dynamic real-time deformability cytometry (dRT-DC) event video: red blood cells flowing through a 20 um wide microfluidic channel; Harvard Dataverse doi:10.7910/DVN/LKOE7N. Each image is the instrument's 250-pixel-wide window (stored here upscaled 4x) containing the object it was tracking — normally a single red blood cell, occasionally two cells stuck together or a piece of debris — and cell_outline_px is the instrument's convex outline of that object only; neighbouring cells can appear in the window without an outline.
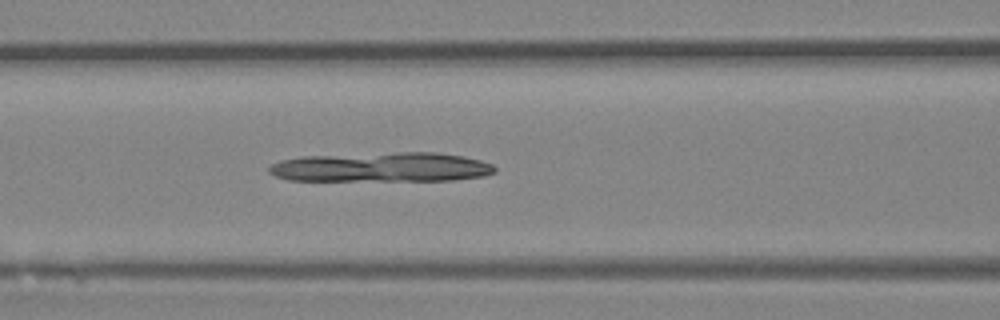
{"species": "Egyptian fruit bat (a non-hibernating species)", "species_latin": "Rousettus aegyptiacus", "temperature_condition": "room temperature", "stored_images_in_passage": 41, "camera_frame_rate_fps": 3000, "um_per_image_px": 0.085, "animal": {"sex": "female"}, "frame": {"image": 1, "passage_image": 14, "time_ms": 4.333, "image_size_px": [1000, 320], "cell_outline_px": [[496, 172], [484, 176], [456, 180], [288, 180], [276, 176], [268, 172], [268, 168], [272, 164], [280, 160], [300, 156], [396, 152], [436, 152], [464, 156], [480, 160], [492, 164], [496, 168]], "centroid_in_image_um": [32.45, 14.2], "position_along_channel_um": 134.2, "area_um2": 39.07}}
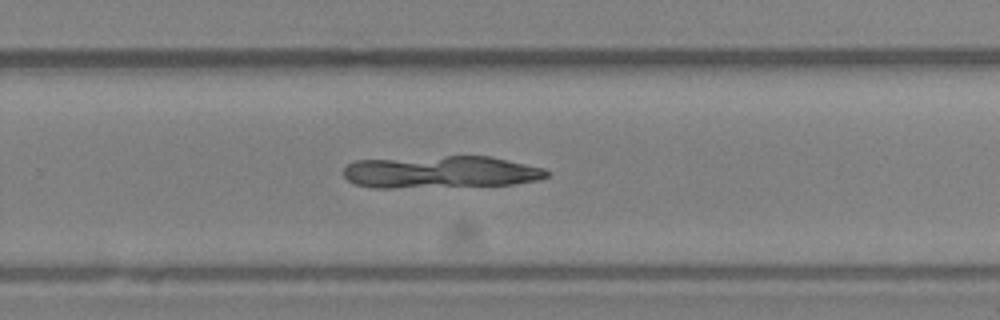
{"frame": {"image": 2, "passage_image": 25, "time_ms": 8.0, "image_size_px": [1000, 320], "cell_outline_px": [[548, 176], [540, 180], [512, 184], [392, 188], [372, 188], [356, 184], [348, 180], [344, 176], [344, 168], [348, 164], [356, 160], [444, 156], [488, 156], [544, 168], [548, 172]], "centroid_in_image_um": [37.43, 14.62], "position_along_channel_um": 292.4, "area_um2": 38.03}}
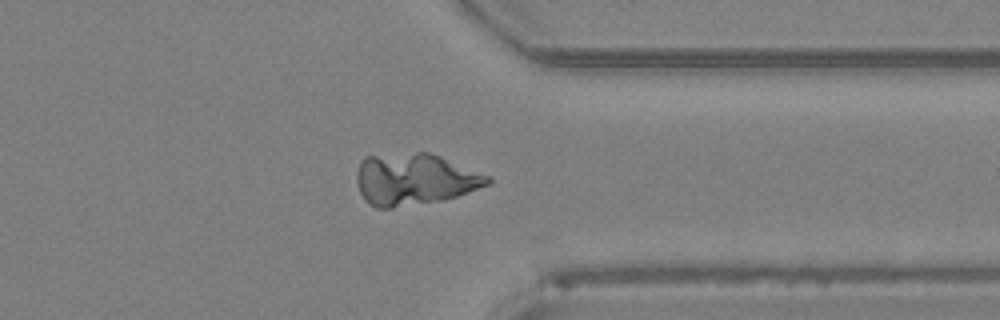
{"frame": {"image": 3, "passage_image": 31, "time_ms": 10.0, "image_size_px": [1000, 320], "cell_outline_px": [[492, 180], [488, 184], [468, 192], [456, 196], [440, 200], [392, 208], [376, 208], [368, 204], [364, 200], [356, 184], [356, 172], [360, 160], [364, 156], [416, 152], [428, 152], [440, 156], [488, 176]], "centroid_in_image_um": [35.15, 15.23], "position_along_channel_um": 376.2, "area_um2": 39.3}}